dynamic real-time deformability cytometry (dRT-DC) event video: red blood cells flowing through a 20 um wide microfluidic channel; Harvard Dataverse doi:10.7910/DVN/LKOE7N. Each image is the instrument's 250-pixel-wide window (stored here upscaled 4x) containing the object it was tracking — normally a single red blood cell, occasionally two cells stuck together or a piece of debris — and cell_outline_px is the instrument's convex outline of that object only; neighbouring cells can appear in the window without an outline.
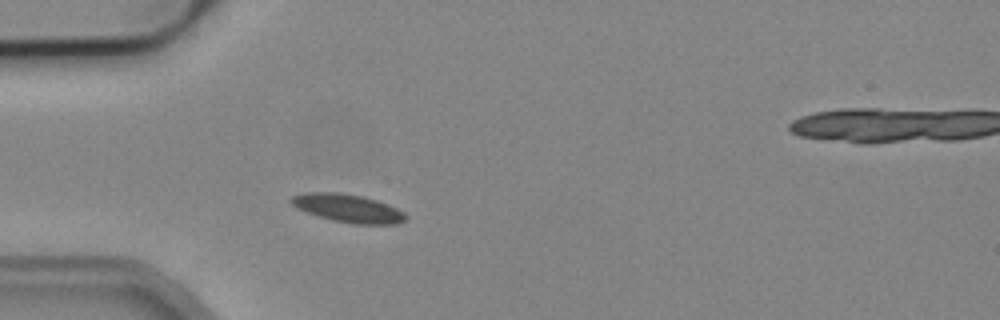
{"species": "common noctule bat (a hibernating species)", "species_latin": "Nyctalus noctula", "temperature_condition": "cold", "stored_images_in_passage": 4, "camera_frame_rate_fps": 3000, "um_per_image_px": 0.085, "animal": {"sex": "male", "body_mass_g": 19.2, "forearm_length_mm": 51.8}, "frame": {"image": 1, "passage_image": 3, "time_ms": 2.333, "image_size_px": [1000, 320], "cell_outline_px": [[408, 216], [404, 220], [396, 224], [352, 224], [332, 220], [296, 208], [288, 200], [292, 196], [304, 192], [340, 192], [364, 196], [388, 204], [404, 212]], "centroid_in_image_um": [29.57, 17.69], "position_along_channel_um": 55.4, "area_um2": 18.84}}